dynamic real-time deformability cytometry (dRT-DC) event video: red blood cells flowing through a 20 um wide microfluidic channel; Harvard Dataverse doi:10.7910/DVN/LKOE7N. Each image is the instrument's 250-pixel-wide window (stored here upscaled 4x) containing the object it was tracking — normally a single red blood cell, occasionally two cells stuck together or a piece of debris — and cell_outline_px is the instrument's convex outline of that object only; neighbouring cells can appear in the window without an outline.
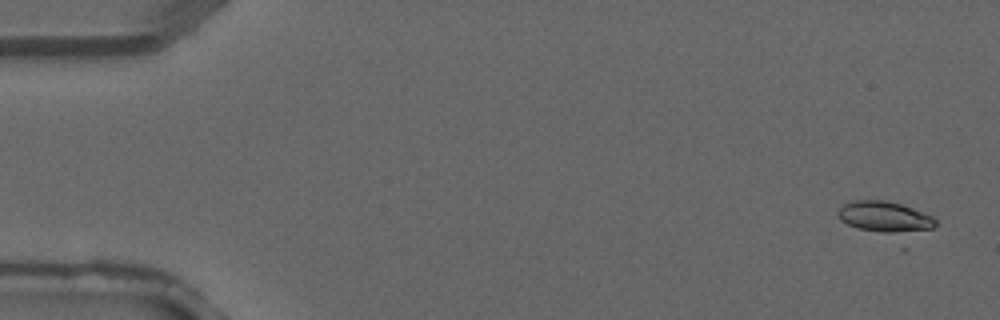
{"species": "common noctule bat (a hibernating species)", "species_latin": "Nyctalus noctula", "temperature_condition": "warm", "stored_images_in_passage": 2, "camera_frame_rate_fps": 3000, "um_per_image_px": 0.085, "animal": {"sex": "male", "forearm_length_mm": 52.5}, "frame": {"image": 1, "passage_image": 2, "time_ms": 0.333, "image_size_px": [1000, 320], "cell_outline_px": [[936, 224], [932, 228], [904, 252], [840, 220], [836, 212], [844, 204], [852, 200], [884, 200], [900, 204], [912, 208], [932, 216], [936, 220]], "centroid_in_image_um": [75.43, 18.82], "position_along_channel_um": 9.6, "area_um2": 22.37}}